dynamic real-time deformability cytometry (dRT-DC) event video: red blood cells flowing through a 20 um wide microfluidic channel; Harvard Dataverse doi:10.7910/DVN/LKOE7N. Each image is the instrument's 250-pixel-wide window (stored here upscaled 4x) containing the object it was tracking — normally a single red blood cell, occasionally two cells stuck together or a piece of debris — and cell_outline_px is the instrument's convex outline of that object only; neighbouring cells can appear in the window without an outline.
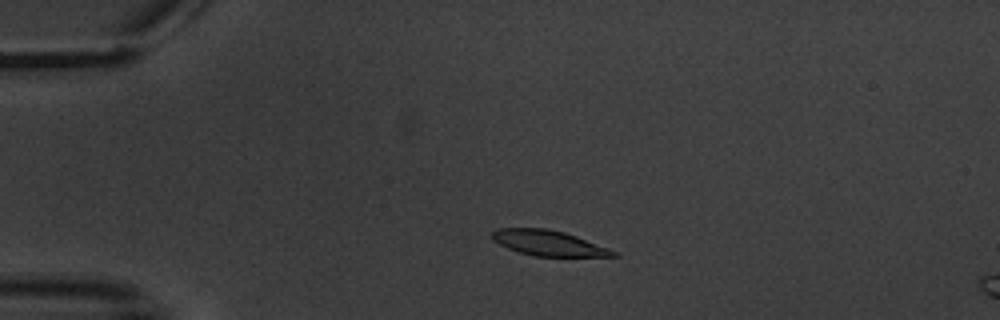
{"species": "common noctule bat (a hibernating species)", "species_latin": "Nyctalus noctula", "temperature_condition": "warm", "stored_images_in_passage": 3, "camera_frame_rate_fps": 3000, "um_per_image_px": 0.085, "animal": {"sex": "male", "body_mass_g": 20.1, "forearm_length_mm": 53.5}, "frame": {"image": 1, "passage_image": 2, "time_ms": 1.667, "image_size_px": [1000, 320], "cell_outline_px": [[620, 256], [532, 256], [516, 252], [492, 240], [492, 232], [496, 228], [548, 228], [564, 232], [576, 236], [608, 248], [616, 252]], "centroid_in_image_um": [46.57, 20.65], "position_along_channel_um": 38.4, "area_um2": 17.86}}